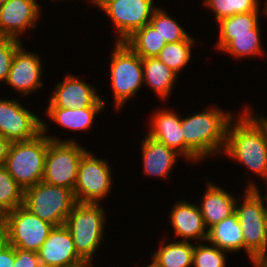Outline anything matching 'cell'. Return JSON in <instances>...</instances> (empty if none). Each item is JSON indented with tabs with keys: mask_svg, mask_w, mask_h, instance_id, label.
I'll return each instance as SVG.
<instances>
[{
	"mask_svg": "<svg viewBox=\"0 0 267 267\" xmlns=\"http://www.w3.org/2000/svg\"><path fill=\"white\" fill-rule=\"evenodd\" d=\"M235 119V121H234ZM267 181V143L259 125L245 112L228 124L223 152Z\"/></svg>",
	"mask_w": 267,
	"mask_h": 267,
	"instance_id": "cell-1",
	"label": "cell"
},
{
	"mask_svg": "<svg viewBox=\"0 0 267 267\" xmlns=\"http://www.w3.org/2000/svg\"><path fill=\"white\" fill-rule=\"evenodd\" d=\"M234 116L213 106L186 118L181 117L185 145L200 159L222 153L226 146L227 128Z\"/></svg>",
	"mask_w": 267,
	"mask_h": 267,
	"instance_id": "cell-2",
	"label": "cell"
},
{
	"mask_svg": "<svg viewBox=\"0 0 267 267\" xmlns=\"http://www.w3.org/2000/svg\"><path fill=\"white\" fill-rule=\"evenodd\" d=\"M238 205L236 200L235 213L238 217L243 238L244 250L251 263L267 259V209L264 199L254 182H249L243 198Z\"/></svg>",
	"mask_w": 267,
	"mask_h": 267,
	"instance_id": "cell-3",
	"label": "cell"
},
{
	"mask_svg": "<svg viewBox=\"0 0 267 267\" xmlns=\"http://www.w3.org/2000/svg\"><path fill=\"white\" fill-rule=\"evenodd\" d=\"M42 121V132L26 141L12 142L4 166L17 184L27 189L43 180L48 151V132Z\"/></svg>",
	"mask_w": 267,
	"mask_h": 267,
	"instance_id": "cell-4",
	"label": "cell"
},
{
	"mask_svg": "<svg viewBox=\"0 0 267 267\" xmlns=\"http://www.w3.org/2000/svg\"><path fill=\"white\" fill-rule=\"evenodd\" d=\"M101 204L76 203L67 216L69 229L77 254L91 264L93 254L103 240L105 211Z\"/></svg>",
	"mask_w": 267,
	"mask_h": 267,
	"instance_id": "cell-5",
	"label": "cell"
},
{
	"mask_svg": "<svg viewBox=\"0 0 267 267\" xmlns=\"http://www.w3.org/2000/svg\"><path fill=\"white\" fill-rule=\"evenodd\" d=\"M76 203L71 189L43 181L24 190L23 206L54 227L65 225L67 216Z\"/></svg>",
	"mask_w": 267,
	"mask_h": 267,
	"instance_id": "cell-6",
	"label": "cell"
},
{
	"mask_svg": "<svg viewBox=\"0 0 267 267\" xmlns=\"http://www.w3.org/2000/svg\"><path fill=\"white\" fill-rule=\"evenodd\" d=\"M87 152L74 140H62L48 136V151L45 158L43 182L74 191L78 166Z\"/></svg>",
	"mask_w": 267,
	"mask_h": 267,
	"instance_id": "cell-7",
	"label": "cell"
},
{
	"mask_svg": "<svg viewBox=\"0 0 267 267\" xmlns=\"http://www.w3.org/2000/svg\"><path fill=\"white\" fill-rule=\"evenodd\" d=\"M110 73L114 105L121 108L135 95L143 82L142 58L125 42H116L111 56Z\"/></svg>",
	"mask_w": 267,
	"mask_h": 267,
	"instance_id": "cell-8",
	"label": "cell"
},
{
	"mask_svg": "<svg viewBox=\"0 0 267 267\" xmlns=\"http://www.w3.org/2000/svg\"><path fill=\"white\" fill-rule=\"evenodd\" d=\"M53 227L22 205L6 213L1 237L15 248L38 252Z\"/></svg>",
	"mask_w": 267,
	"mask_h": 267,
	"instance_id": "cell-9",
	"label": "cell"
},
{
	"mask_svg": "<svg viewBox=\"0 0 267 267\" xmlns=\"http://www.w3.org/2000/svg\"><path fill=\"white\" fill-rule=\"evenodd\" d=\"M112 172L103 159L86 152L79 163L74 196L78 203L99 204L110 193Z\"/></svg>",
	"mask_w": 267,
	"mask_h": 267,
	"instance_id": "cell-10",
	"label": "cell"
},
{
	"mask_svg": "<svg viewBox=\"0 0 267 267\" xmlns=\"http://www.w3.org/2000/svg\"><path fill=\"white\" fill-rule=\"evenodd\" d=\"M154 0H107L99 7L112 20L118 40L124 42L135 31L150 23L156 9Z\"/></svg>",
	"mask_w": 267,
	"mask_h": 267,
	"instance_id": "cell-11",
	"label": "cell"
},
{
	"mask_svg": "<svg viewBox=\"0 0 267 267\" xmlns=\"http://www.w3.org/2000/svg\"><path fill=\"white\" fill-rule=\"evenodd\" d=\"M42 132V120L14 99H0V135L11 142L26 141Z\"/></svg>",
	"mask_w": 267,
	"mask_h": 267,
	"instance_id": "cell-12",
	"label": "cell"
},
{
	"mask_svg": "<svg viewBox=\"0 0 267 267\" xmlns=\"http://www.w3.org/2000/svg\"><path fill=\"white\" fill-rule=\"evenodd\" d=\"M40 264L48 267H82L87 264L76 252L69 229L55 226L38 251Z\"/></svg>",
	"mask_w": 267,
	"mask_h": 267,
	"instance_id": "cell-13",
	"label": "cell"
},
{
	"mask_svg": "<svg viewBox=\"0 0 267 267\" xmlns=\"http://www.w3.org/2000/svg\"><path fill=\"white\" fill-rule=\"evenodd\" d=\"M150 129L148 136L172 148L178 154L191 162H197L200 159L185 145L181 117L171 109H162L154 112L150 119Z\"/></svg>",
	"mask_w": 267,
	"mask_h": 267,
	"instance_id": "cell-14",
	"label": "cell"
},
{
	"mask_svg": "<svg viewBox=\"0 0 267 267\" xmlns=\"http://www.w3.org/2000/svg\"><path fill=\"white\" fill-rule=\"evenodd\" d=\"M54 89L48 107L73 109L106 104L105 99L99 98L94 86L79 80L72 74L67 75L64 81H59Z\"/></svg>",
	"mask_w": 267,
	"mask_h": 267,
	"instance_id": "cell-15",
	"label": "cell"
},
{
	"mask_svg": "<svg viewBox=\"0 0 267 267\" xmlns=\"http://www.w3.org/2000/svg\"><path fill=\"white\" fill-rule=\"evenodd\" d=\"M40 12L36 0H8L0 6V36L20 40L19 34L36 28Z\"/></svg>",
	"mask_w": 267,
	"mask_h": 267,
	"instance_id": "cell-16",
	"label": "cell"
},
{
	"mask_svg": "<svg viewBox=\"0 0 267 267\" xmlns=\"http://www.w3.org/2000/svg\"><path fill=\"white\" fill-rule=\"evenodd\" d=\"M21 46L15 53L6 84L11 85L20 94L29 95L42 87L43 69L38 54L25 51Z\"/></svg>",
	"mask_w": 267,
	"mask_h": 267,
	"instance_id": "cell-17",
	"label": "cell"
},
{
	"mask_svg": "<svg viewBox=\"0 0 267 267\" xmlns=\"http://www.w3.org/2000/svg\"><path fill=\"white\" fill-rule=\"evenodd\" d=\"M169 218L175 237L184 238L183 241L188 242L190 239L200 242L207 240L208 230H206L199 205L179 201L171 209Z\"/></svg>",
	"mask_w": 267,
	"mask_h": 267,
	"instance_id": "cell-18",
	"label": "cell"
},
{
	"mask_svg": "<svg viewBox=\"0 0 267 267\" xmlns=\"http://www.w3.org/2000/svg\"><path fill=\"white\" fill-rule=\"evenodd\" d=\"M142 139L143 173L146 176L168 177L177 157L181 155L148 135Z\"/></svg>",
	"mask_w": 267,
	"mask_h": 267,
	"instance_id": "cell-19",
	"label": "cell"
},
{
	"mask_svg": "<svg viewBox=\"0 0 267 267\" xmlns=\"http://www.w3.org/2000/svg\"><path fill=\"white\" fill-rule=\"evenodd\" d=\"M200 210L207 230L235 213L236 198L227 191L207 182Z\"/></svg>",
	"mask_w": 267,
	"mask_h": 267,
	"instance_id": "cell-20",
	"label": "cell"
},
{
	"mask_svg": "<svg viewBox=\"0 0 267 267\" xmlns=\"http://www.w3.org/2000/svg\"><path fill=\"white\" fill-rule=\"evenodd\" d=\"M143 82L165 100L170 95L178 75L158 57L142 58Z\"/></svg>",
	"mask_w": 267,
	"mask_h": 267,
	"instance_id": "cell-21",
	"label": "cell"
},
{
	"mask_svg": "<svg viewBox=\"0 0 267 267\" xmlns=\"http://www.w3.org/2000/svg\"><path fill=\"white\" fill-rule=\"evenodd\" d=\"M206 241L227 253L244 249V238L236 213L209 228Z\"/></svg>",
	"mask_w": 267,
	"mask_h": 267,
	"instance_id": "cell-22",
	"label": "cell"
},
{
	"mask_svg": "<svg viewBox=\"0 0 267 267\" xmlns=\"http://www.w3.org/2000/svg\"><path fill=\"white\" fill-rule=\"evenodd\" d=\"M105 105H92L88 108L65 109L60 107H47L46 115L63 128L74 131L89 130L93 126L95 116L102 111Z\"/></svg>",
	"mask_w": 267,
	"mask_h": 267,
	"instance_id": "cell-23",
	"label": "cell"
},
{
	"mask_svg": "<svg viewBox=\"0 0 267 267\" xmlns=\"http://www.w3.org/2000/svg\"><path fill=\"white\" fill-rule=\"evenodd\" d=\"M216 47L239 59L262 55L264 51L261 45L260 24L252 29V34L219 35Z\"/></svg>",
	"mask_w": 267,
	"mask_h": 267,
	"instance_id": "cell-24",
	"label": "cell"
},
{
	"mask_svg": "<svg viewBox=\"0 0 267 267\" xmlns=\"http://www.w3.org/2000/svg\"><path fill=\"white\" fill-rule=\"evenodd\" d=\"M163 241L154 252L151 264L154 267H190L193 261L194 245L188 241H175L165 245ZM164 243V244H163Z\"/></svg>",
	"mask_w": 267,
	"mask_h": 267,
	"instance_id": "cell-25",
	"label": "cell"
},
{
	"mask_svg": "<svg viewBox=\"0 0 267 267\" xmlns=\"http://www.w3.org/2000/svg\"><path fill=\"white\" fill-rule=\"evenodd\" d=\"M141 58L157 57L166 41L149 23L124 41Z\"/></svg>",
	"mask_w": 267,
	"mask_h": 267,
	"instance_id": "cell-26",
	"label": "cell"
},
{
	"mask_svg": "<svg viewBox=\"0 0 267 267\" xmlns=\"http://www.w3.org/2000/svg\"><path fill=\"white\" fill-rule=\"evenodd\" d=\"M193 43L194 39L190 36L183 41L166 43L157 57L179 75V72L191 59V47Z\"/></svg>",
	"mask_w": 267,
	"mask_h": 267,
	"instance_id": "cell-27",
	"label": "cell"
},
{
	"mask_svg": "<svg viewBox=\"0 0 267 267\" xmlns=\"http://www.w3.org/2000/svg\"><path fill=\"white\" fill-rule=\"evenodd\" d=\"M150 24L165 39L166 43L183 41L190 36L173 17L159 7L154 10Z\"/></svg>",
	"mask_w": 267,
	"mask_h": 267,
	"instance_id": "cell-28",
	"label": "cell"
},
{
	"mask_svg": "<svg viewBox=\"0 0 267 267\" xmlns=\"http://www.w3.org/2000/svg\"><path fill=\"white\" fill-rule=\"evenodd\" d=\"M259 0H204V4L215 14V20L236 14L260 11Z\"/></svg>",
	"mask_w": 267,
	"mask_h": 267,
	"instance_id": "cell-29",
	"label": "cell"
},
{
	"mask_svg": "<svg viewBox=\"0 0 267 267\" xmlns=\"http://www.w3.org/2000/svg\"><path fill=\"white\" fill-rule=\"evenodd\" d=\"M24 190L8 173L6 167L0 166V207L7 213L23 205Z\"/></svg>",
	"mask_w": 267,
	"mask_h": 267,
	"instance_id": "cell-30",
	"label": "cell"
},
{
	"mask_svg": "<svg viewBox=\"0 0 267 267\" xmlns=\"http://www.w3.org/2000/svg\"><path fill=\"white\" fill-rule=\"evenodd\" d=\"M260 11H254L243 14H236L231 17L221 19L219 24V35H242L252 34L259 22Z\"/></svg>",
	"mask_w": 267,
	"mask_h": 267,
	"instance_id": "cell-31",
	"label": "cell"
},
{
	"mask_svg": "<svg viewBox=\"0 0 267 267\" xmlns=\"http://www.w3.org/2000/svg\"><path fill=\"white\" fill-rule=\"evenodd\" d=\"M226 252L217 246L210 244H194L193 261L194 267H226Z\"/></svg>",
	"mask_w": 267,
	"mask_h": 267,
	"instance_id": "cell-32",
	"label": "cell"
},
{
	"mask_svg": "<svg viewBox=\"0 0 267 267\" xmlns=\"http://www.w3.org/2000/svg\"><path fill=\"white\" fill-rule=\"evenodd\" d=\"M21 46V40L0 36V82L7 80L14 55Z\"/></svg>",
	"mask_w": 267,
	"mask_h": 267,
	"instance_id": "cell-33",
	"label": "cell"
},
{
	"mask_svg": "<svg viewBox=\"0 0 267 267\" xmlns=\"http://www.w3.org/2000/svg\"><path fill=\"white\" fill-rule=\"evenodd\" d=\"M38 252L15 248L13 267H40Z\"/></svg>",
	"mask_w": 267,
	"mask_h": 267,
	"instance_id": "cell-34",
	"label": "cell"
},
{
	"mask_svg": "<svg viewBox=\"0 0 267 267\" xmlns=\"http://www.w3.org/2000/svg\"><path fill=\"white\" fill-rule=\"evenodd\" d=\"M15 261V247L0 239V267H13Z\"/></svg>",
	"mask_w": 267,
	"mask_h": 267,
	"instance_id": "cell-35",
	"label": "cell"
},
{
	"mask_svg": "<svg viewBox=\"0 0 267 267\" xmlns=\"http://www.w3.org/2000/svg\"><path fill=\"white\" fill-rule=\"evenodd\" d=\"M11 141L0 135V166L5 164Z\"/></svg>",
	"mask_w": 267,
	"mask_h": 267,
	"instance_id": "cell-36",
	"label": "cell"
},
{
	"mask_svg": "<svg viewBox=\"0 0 267 267\" xmlns=\"http://www.w3.org/2000/svg\"><path fill=\"white\" fill-rule=\"evenodd\" d=\"M258 125L259 127L262 129L264 135H265V139H266V143H267V117L264 118V116H257L254 113H252L250 110V108H245L244 110Z\"/></svg>",
	"mask_w": 267,
	"mask_h": 267,
	"instance_id": "cell-37",
	"label": "cell"
},
{
	"mask_svg": "<svg viewBox=\"0 0 267 267\" xmlns=\"http://www.w3.org/2000/svg\"><path fill=\"white\" fill-rule=\"evenodd\" d=\"M5 217H6V213L0 207V233L2 232V229L5 224Z\"/></svg>",
	"mask_w": 267,
	"mask_h": 267,
	"instance_id": "cell-38",
	"label": "cell"
},
{
	"mask_svg": "<svg viewBox=\"0 0 267 267\" xmlns=\"http://www.w3.org/2000/svg\"><path fill=\"white\" fill-rule=\"evenodd\" d=\"M252 264L254 265V267H267V259L256 260V261L252 262Z\"/></svg>",
	"mask_w": 267,
	"mask_h": 267,
	"instance_id": "cell-39",
	"label": "cell"
},
{
	"mask_svg": "<svg viewBox=\"0 0 267 267\" xmlns=\"http://www.w3.org/2000/svg\"><path fill=\"white\" fill-rule=\"evenodd\" d=\"M94 5L98 6V8L103 5L107 0H90Z\"/></svg>",
	"mask_w": 267,
	"mask_h": 267,
	"instance_id": "cell-40",
	"label": "cell"
},
{
	"mask_svg": "<svg viewBox=\"0 0 267 267\" xmlns=\"http://www.w3.org/2000/svg\"><path fill=\"white\" fill-rule=\"evenodd\" d=\"M265 183L267 184V181H265ZM266 193H267V190H266ZM262 198L264 199V201H266L265 203H267V194H265L264 197L262 196ZM266 209H267V206H266Z\"/></svg>",
	"mask_w": 267,
	"mask_h": 267,
	"instance_id": "cell-41",
	"label": "cell"
},
{
	"mask_svg": "<svg viewBox=\"0 0 267 267\" xmlns=\"http://www.w3.org/2000/svg\"><path fill=\"white\" fill-rule=\"evenodd\" d=\"M264 6H265V8H263L264 10H262V11H263V13H265L267 15V0L265 2Z\"/></svg>",
	"mask_w": 267,
	"mask_h": 267,
	"instance_id": "cell-42",
	"label": "cell"
},
{
	"mask_svg": "<svg viewBox=\"0 0 267 267\" xmlns=\"http://www.w3.org/2000/svg\"><path fill=\"white\" fill-rule=\"evenodd\" d=\"M8 0H0V6H2L3 4H5Z\"/></svg>",
	"mask_w": 267,
	"mask_h": 267,
	"instance_id": "cell-43",
	"label": "cell"
},
{
	"mask_svg": "<svg viewBox=\"0 0 267 267\" xmlns=\"http://www.w3.org/2000/svg\"><path fill=\"white\" fill-rule=\"evenodd\" d=\"M92 263L91 264H85L84 266H82V267H92Z\"/></svg>",
	"mask_w": 267,
	"mask_h": 267,
	"instance_id": "cell-44",
	"label": "cell"
},
{
	"mask_svg": "<svg viewBox=\"0 0 267 267\" xmlns=\"http://www.w3.org/2000/svg\"><path fill=\"white\" fill-rule=\"evenodd\" d=\"M146 267H154V266L150 263Z\"/></svg>",
	"mask_w": 267,
	"mask_h": 267,
	"instance_id": "cell-45",
	"label": "cell"
}]
</instances>
